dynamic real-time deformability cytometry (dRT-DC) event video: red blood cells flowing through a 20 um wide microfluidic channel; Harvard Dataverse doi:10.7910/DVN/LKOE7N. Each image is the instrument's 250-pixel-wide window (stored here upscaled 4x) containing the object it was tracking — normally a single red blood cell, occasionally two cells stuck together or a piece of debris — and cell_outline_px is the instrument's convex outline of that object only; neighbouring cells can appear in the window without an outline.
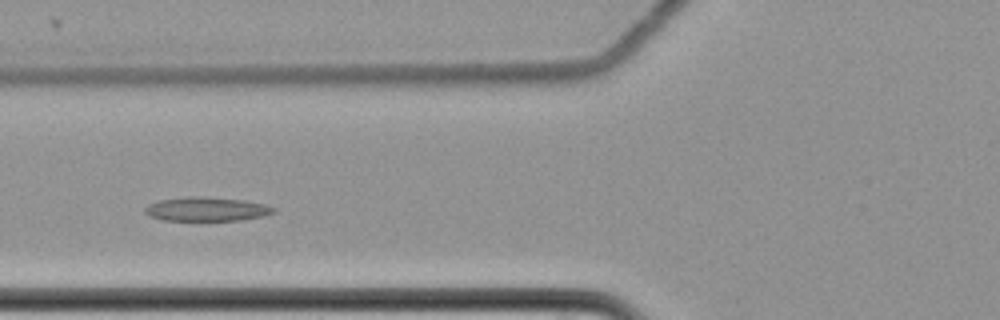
{"species": "common noctule bat (a hibernating species)", "species_latin": "Nyctalus noctula", "temperature_condition": "cold", "stored_images_in_passage": 8, "camera_frame_rate_fps": 3000, "um_per_image_px": 0.085, "animal": {"sex": "female", "body_mass_g": 22.7, "forearm_length_mm": 54.2}, "frame": {"image": 1, "passage_image": 5, "time_ms": 1.333, "image_size_px": [1000, 320], "cell_outline_px": [[276, 212], [264, 216], [240, 220], [164, 220], [152, 216], [144, 212], [144, 208], [148, 204], [156, 200], [188, 196], [200, 196], [244, 200], [264, 204], [276, 208]], "centroid_in_image_um": [17.56, 17.76], "position_along_channel_um": 108.2, "area_um2": 18.03}}
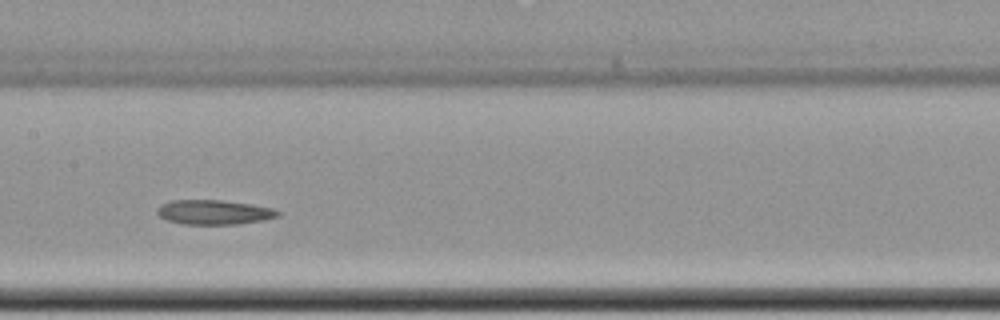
{"frame": {"image": 2, "passage_image": 7, "time_ms": 2.0, "image_size_px": [1000, 320], "cell_outline_px": [[280, 212], [276, 216], [264, 220], [240, 224], [184, 224], [168, 220], [160, 216], [156, 212], [156, 208], [160, 204], [172, 200], [224, 200], [252, 204], [272, 208]], "centroid_in_image_um": [18.16, 18.03], "position_along_channel_um": 189.2, "area_um2": 17.28}}
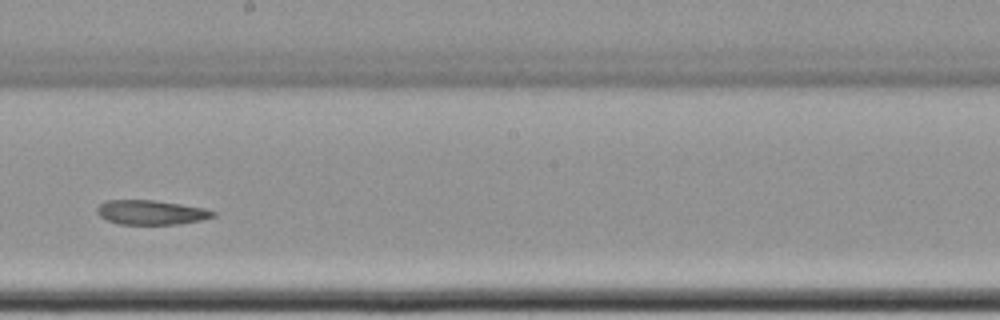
{"frame": {"image": 3, "passage_image": 8, "time_ms": 2.333, "image_size_px": [1000, 320], "cell_outline_px": [[216, 216], [200, 220], [180, 224], [120, 224], [108, 220], [100, 216], [96, 212], [96, 208], [100, 204], [108, 200], [152, 200], [180, 204], [204, 208], [216, 212]], "centroid_in_image_um": [12.84, 18.05], "position_along_channel_um": 235.4, "area_um2": 16.42}}